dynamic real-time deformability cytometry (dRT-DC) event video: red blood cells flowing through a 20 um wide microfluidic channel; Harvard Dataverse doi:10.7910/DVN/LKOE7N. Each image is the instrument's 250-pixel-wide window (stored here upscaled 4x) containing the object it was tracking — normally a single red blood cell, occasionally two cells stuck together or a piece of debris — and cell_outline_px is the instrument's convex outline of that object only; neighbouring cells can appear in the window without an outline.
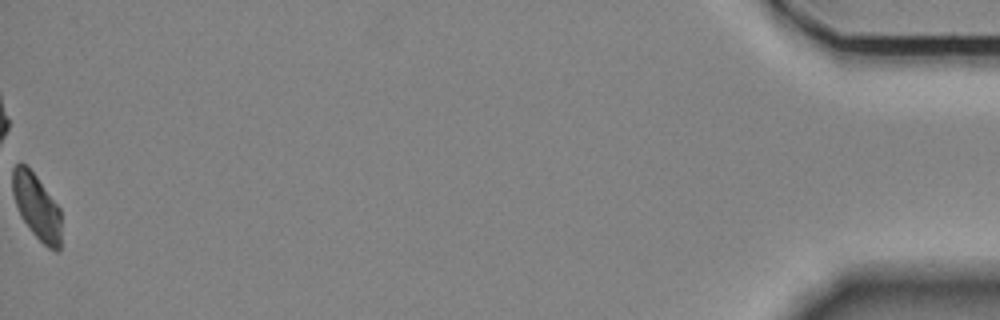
{"species": "Egyptian fruit bat (a non-hibernating species)", "species_latin": "Rousettus aegyptiacus", "temperature_condition": "room temperature", "stored_images_in_passage": 56, "camera_frame_rate_fps": 3000, "um_per_image_px": 0.085, "animal": {"sex": "female"}, "frame": {"image": 1, "passage_image": 56, "time_ms": 18.333, "image_size_px": [1000, 320], "cell_outline_px": [[60, 248], [56, 252], [48, 248], [28, 228], [20, 216], [12, 192], [12, 168], [20, 160], [36, 176], [60, 208]], "centroid_in_image_um": [3.1, 17.55], "position_along_channel_um": 432.1, "area_um2": 18.5}, "authors_computed_cell_mechanics": {"area_um2": 20.2878, "velocity_mm_per_s": 3.4976, "shape_relaxation_time_tau1_ms": null, "shape_relaxation_time_tau2_ms": 1.9615, "deformation_change_tau1": null, "deformation_change_tau2": 0.0652}}